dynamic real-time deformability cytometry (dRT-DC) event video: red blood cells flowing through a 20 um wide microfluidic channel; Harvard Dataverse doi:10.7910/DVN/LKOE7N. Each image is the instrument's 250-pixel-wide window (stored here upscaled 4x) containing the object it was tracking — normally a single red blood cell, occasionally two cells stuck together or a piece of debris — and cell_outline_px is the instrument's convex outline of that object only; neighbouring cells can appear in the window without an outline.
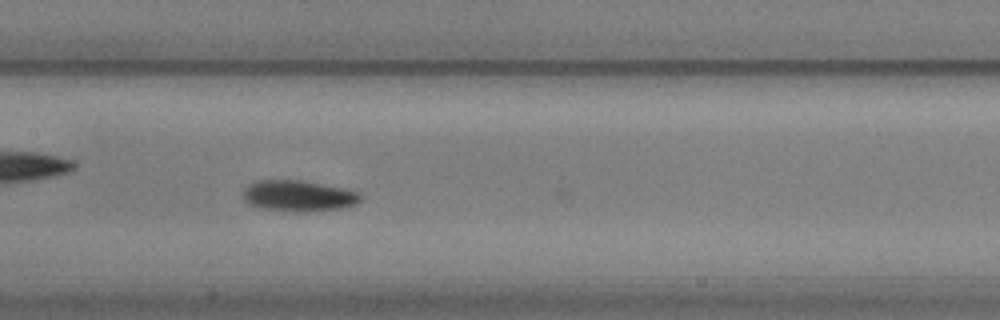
{"species": "common noctule bat (a hibernating species)", "species_latin": "Nyctalus noctula", "temperature_condition": "warm", "stored_images_in_passage": 20, "camera_frame_rate_fps": 3000, "um_per_image_px": 0.085, "animal": {"sex": "male", "body_mass_g": 20.5, "forearm_length_mm": 52.5}, "frame": {"image": 1, "passage_image": 12, "time_ms": 3.667, "image_size_px": [1000, 320], "cell_outline_px": [[364, 196], [356, 204], [344, 208], [296, 212], [260, 208], [248, 204], [244, 200], [244, 188], [252, 180], [300, 180], [344, 188], [360, 192]], "centroid_in_image_um": [25.37, 16.64], "position_along_channel_um": 182.0, "area_um2": 21.44}}
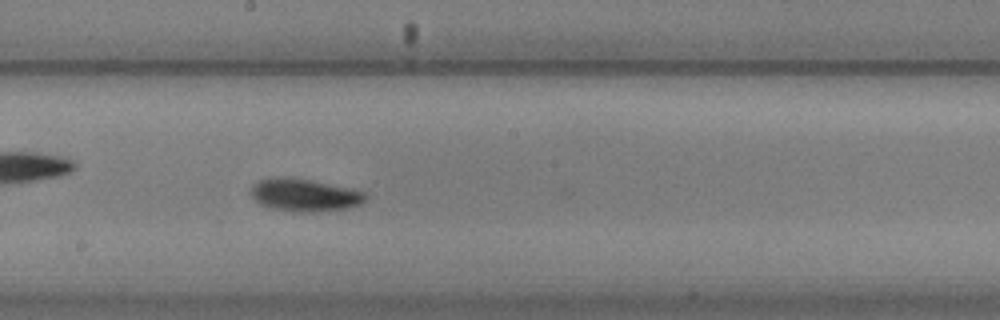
{"frame": {"image": 2, "passage_image": 15, "time_ms": 4.667, "image_size_px": [1000, 320], "cell_outline_px": [[368, 196], [360, 204], [348, 208], [304, 212], [296, 212], [272, 208], [260, 204], [248, 192], [260, 180], [276, 176], [292, 176], [352, 188], [364, 192]], "centroid_in_image_um": [25.88, 16.55], "position_along_channel_um": 222.3, "area_um2": 21.85}}
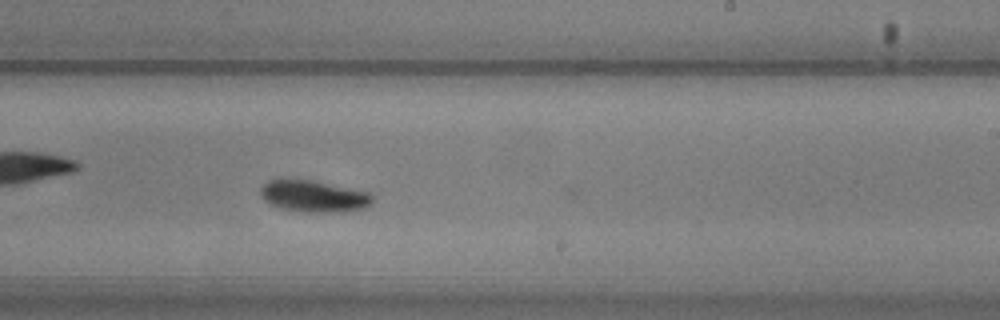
{"frame": {"image": 3, "passage_image": 18, "time_ms": 5.667, "image_size_px": [1000, 320], "cell_outline_px": [[372, 204], [364, 208], [328, 212], [308, 212], [280, 208], [268, 204], [264, 200], [260, 192], [260, 188], [268, 180], [280, 176], [312, 180], [368, 192], [372, 196]], "centroid_in_image_um": [26.56, 16.63], "position_along_channel_um": 262.4, "area_um2": 20.92}}